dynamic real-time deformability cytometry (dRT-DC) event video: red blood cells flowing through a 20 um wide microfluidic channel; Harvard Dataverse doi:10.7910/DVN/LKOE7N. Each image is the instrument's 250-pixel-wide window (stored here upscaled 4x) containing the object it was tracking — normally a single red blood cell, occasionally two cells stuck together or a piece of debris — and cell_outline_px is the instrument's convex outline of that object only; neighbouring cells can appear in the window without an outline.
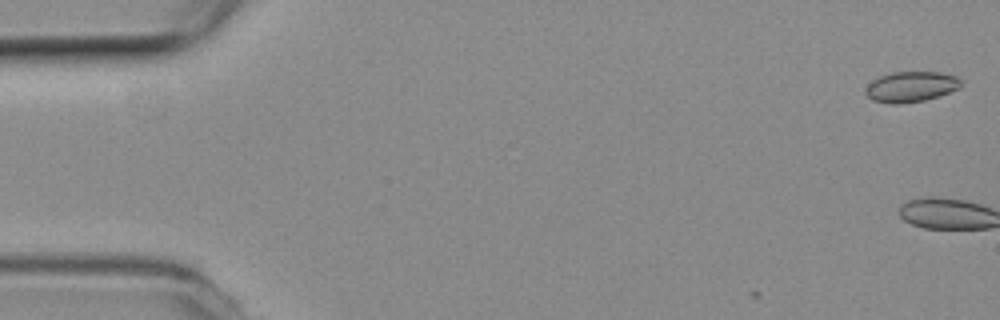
{"species": "common noctule bat (a hibernating species)", "species_latin": "Nyctalus noctula", "temperature_condition": "room temperature", "stored_images_in_passage": 4, "camera_frame_rate_fps": 3000, "um_per_image_px": 0.085, "animal": {"sex": "female", "body_mass_g": 19.3, "forearm_length_mm": 54.1}, "frame": {"image": 1, "passage_image": 1, "time_ms": 0.0, "image_size_px": [1000, 320], "cell_outline_px": [[960, 88], [940, 96], [924, 100], [900, 104], [892, 104], [872, 100], [864, 92], [868, 84], [872, 80], [880, 76], [892, 72], [940, 72], [956, 76], [960, 80]], "centroid_in_image_um": [77.42, 7.37], "position_along_channel_um": 7.6, "area_um2": 16.99}}